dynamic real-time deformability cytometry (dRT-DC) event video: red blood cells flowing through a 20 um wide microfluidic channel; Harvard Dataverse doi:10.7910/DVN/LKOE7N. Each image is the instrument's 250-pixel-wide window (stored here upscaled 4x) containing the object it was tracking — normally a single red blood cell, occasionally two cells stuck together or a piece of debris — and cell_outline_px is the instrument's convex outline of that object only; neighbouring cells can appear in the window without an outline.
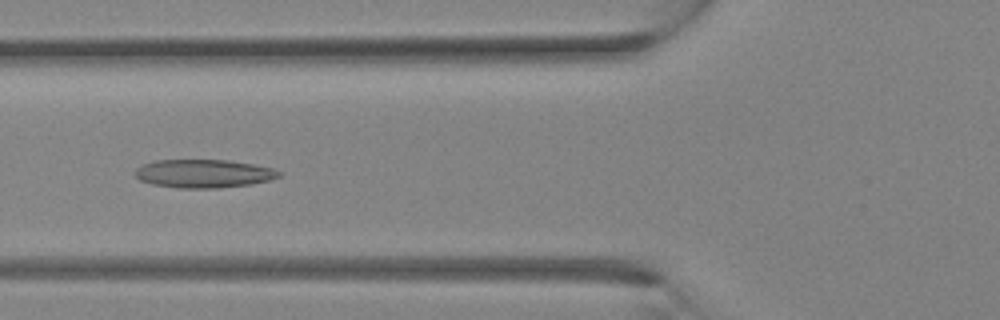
{"species": "Egyptian fruit bat (a non-hibernating species)", "species_latin": "Rousettus aegyptiacus", "temperature_condition": "room temperature", "stored_images_in_passage": 32, "camera_frame_rate_fps": 3000, "um_per_image_px": 0.085, "animal": {"sex": "female"}, "frame": {"image": 1, "passage_image": 12, "time_ms": 3.667, "image_size_px": [1000, 320], "cell_outline_px": [[280, 176], [268, 180], [252, 184], [220, 188], [176, 188], [152, 184], [140, 180], [136, 176], [136, 168], [144, 164], [156, 160], [228, 160], [252, 164], [272, 168], [280, 172]], "centroid_in_image_um": [17.3, 14.76], "position_along_channel_um": 108.5, "area_um2": 23.64}}
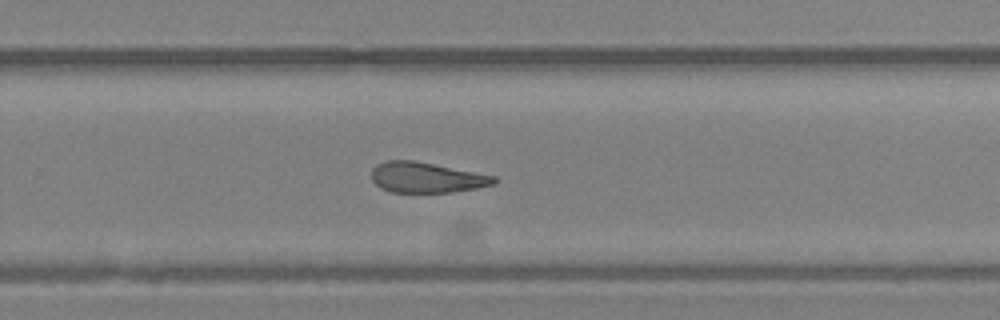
{"frame": {"image": 2, "passage_image": 21, "time_ms": 6.667, "image_size_px": [1000, 320], "cell_outline_px": [[500, 180], [496, 184], [476, 188], [452, 192], [392, 192], [380, 188], [372, 180], [372, 168], [376, 164], [384, 160], [412, 160], [496, 176]], "centroid_in_image_um": [36.25, 15.08], "position_along_channel_um": 293.5, "area_um2": 21.79}}
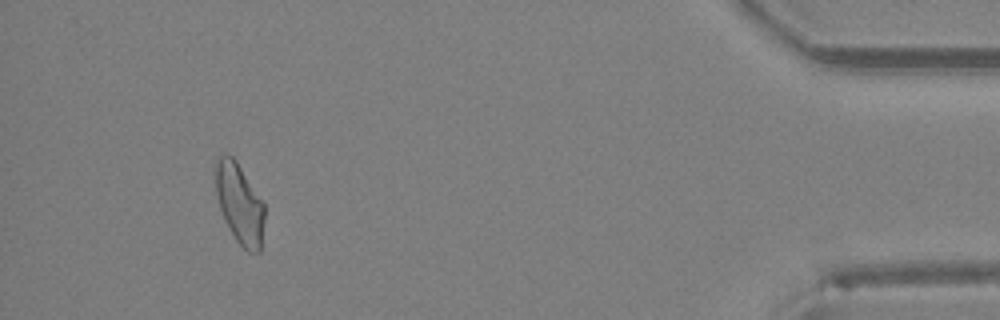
{"frame": {"image": 3, "passage_image": 30, "time_ms": 9.667, "image_size_px": [1000, 320], "cell_outline_px": [[264, 220], [260, 252], [248, 252], [236, 240], [228, 228], [224, 220], [216, 196], [212, 168], [216, 160], [220, 156], [232, 156], [236, 160], [264, 204]], "centroid_in_image_um": [20.31, 17.29], "position_along_channel_um": 414.9, "area_um2": 23.06}}